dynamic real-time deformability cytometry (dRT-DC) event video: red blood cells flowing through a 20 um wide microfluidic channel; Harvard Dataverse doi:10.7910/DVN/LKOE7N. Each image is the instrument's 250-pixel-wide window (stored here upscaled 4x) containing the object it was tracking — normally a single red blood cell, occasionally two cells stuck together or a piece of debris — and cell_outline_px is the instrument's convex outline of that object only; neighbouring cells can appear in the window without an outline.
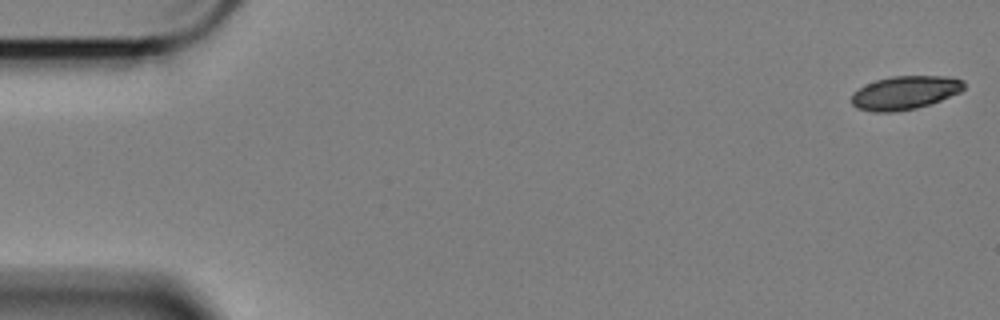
{"species": "Egyptian fruit bat (a non-hibernating species)", "species_latin": "Rousettus aegyptiacus", "temperature_condition": "cold", "stored_images_in_passage": 59, "camera_frame_rate_fps": 3000, "um_per_image_px": 0.085, "animal": {"sex": "female"}, "frame": {"image": 1, "passage_image": 1, "time_ms": 0.0, "image_size_px": [1000, 320], "cell_outline_px": [[964, 88], [960, 92], [940, 100], [916, 108], [892, 112], [872, 112], [856, 108], [852, 104], [852, 92], [876, 80], [892, 76], [944, 76], [964, 80]], "centroid_in_image_um": [76.9, 7.88], "position_along_channel_um": 8.1, "area_um2": 21.79}}
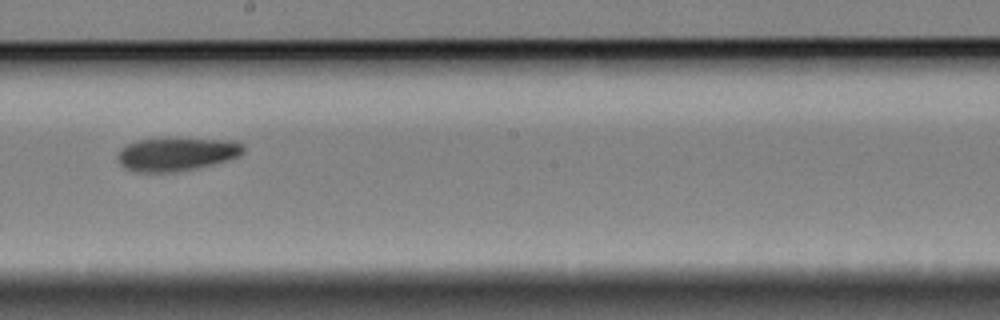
{"frame": {"image": 2, "passage_image": 33, "time_ms": 10.667, "image_size_px": [1000, 320], "cell_outline_px": [[244, 152], [236, 156], [212, 164], [196, 168], [172, 172], [136, 172], [124, 168], [120, 164], [116, 156], [120, 148], [128, 144], [140, 140], [168, 136], [236, 140], [244, 144]], "centroid_in_image_um": [14.99, 13.05], "position_along_channel_um": 233.2, "area_um2": 25.14}}
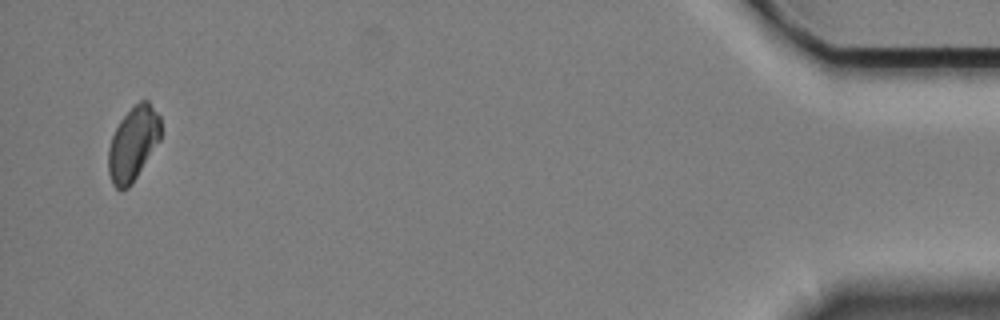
{"frame": {"image": 3, "passage_image": 57, "time_ms": 18.667, "image_size_px": [1000, 320], "cell_outline_px": [[160, 140], [132, 184], [128, 188], [120, 192], [112, 184], [108, 172], [108, 148], [112, 136], [120, 120], [140, 100], [148, 100], [160, 116]], "centroid_in_image_um": [11.3, 12.25], "position_along_channel_um": 423.9, "area_um2": 22.6}, "authors_computed_cell_mechanics": {"area_um2": 23.6402, "velocity_mm_per_s": 3.3887, "shape_relaxation_time_tau1_ms": 9.0784, "shape_relaxation_time_tau2_ms": null, "deformation_change_tau1": 0.1117, "deformation_change_tau2": null}}